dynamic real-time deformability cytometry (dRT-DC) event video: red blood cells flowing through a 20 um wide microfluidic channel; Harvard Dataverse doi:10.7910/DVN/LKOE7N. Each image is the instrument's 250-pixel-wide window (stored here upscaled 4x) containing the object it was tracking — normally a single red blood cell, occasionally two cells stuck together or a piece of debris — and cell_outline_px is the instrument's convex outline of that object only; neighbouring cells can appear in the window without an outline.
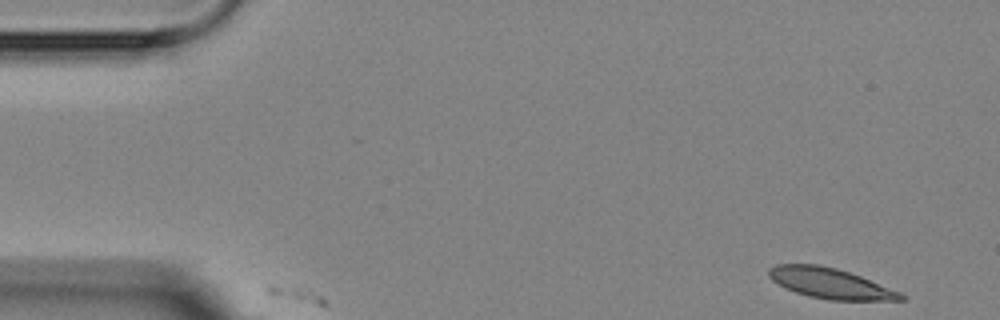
{"species": "Egyptian fruit bat (a non-hibernating species)", "species_latin": "Rousettus aegyptiacus", "temperature_condition": "room temperature", "stored_images_in_passage": 4, "camera_frame_rate_fps": 3000, "um_per_image_px": 0.085, "animal": {"sex": "female"}, "frame": {"image": 1, "passage_image": 1, "time_ms": 0.0, "image_size_px": [1000, 320], "cell_outline_px": [[908, 300], [828, 300], [808, 296], [784, 288], [772, 280], [768, 276], [768, 268], [776, 264], [816, 264], [836, 268], [860, 276], [900, 292], [908, 296]], "centroid_in_image_um": [70.56, 24.09], "position_along_channel_um": 14.4, "area_um2": 23.41}}